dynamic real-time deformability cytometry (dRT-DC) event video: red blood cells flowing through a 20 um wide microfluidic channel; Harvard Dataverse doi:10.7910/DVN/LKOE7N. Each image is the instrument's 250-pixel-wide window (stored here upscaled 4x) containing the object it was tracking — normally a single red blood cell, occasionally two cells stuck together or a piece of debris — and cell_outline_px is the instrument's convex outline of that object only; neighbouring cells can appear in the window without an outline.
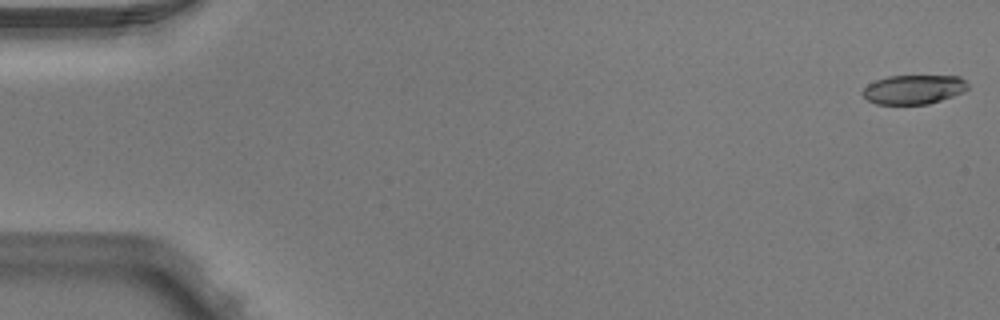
{"species": "Egyptian fruit bat (a non-hibernating species)", "species_latin": "Rousettus aegyptiacus", "temperature_condition": "warm", "stored_images_in_passage": 4, "camera_frame_rate_fps": 3000, "um_per_image_px": 0.085, "animal": {"sex": "male"}, "frame": {"image": 1, "passage_image": 1, "time_ms": 0.0, "image_size_px": [1000, 320], "cell_outline_px": [[968, 88], [964, 92], [928, 104], [876, 104], [868, 100], [864, 96], [864, 88], [868, 84], [876, 80], [888, 76], [960, 76], [968, 84]], "centroid_in_image_um": [77.68, 7.6], "position_along_channel_um": 7.3, "area_um2": 17.74}}
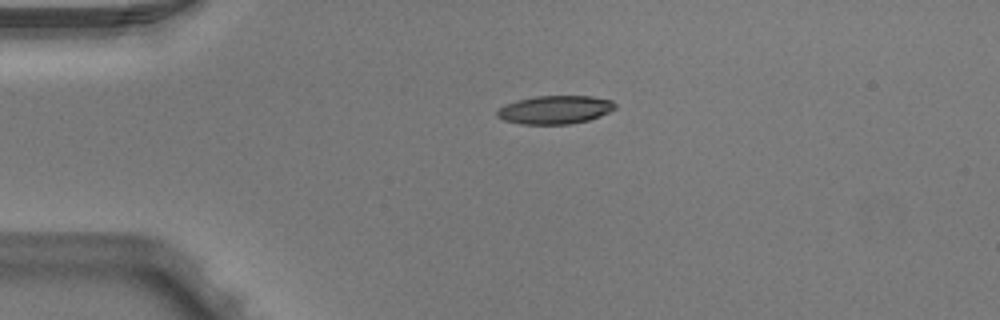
{"frame": {"image": 2, "passage_image": 4, "time_ms": 1.0, "image_size_px": [1000, 320], "cell_outline_px": [[616, 108], [600, 116], [588, 120], [568, 124], [520, 124], [504, 120], [496, 116], [496, 112], [504, 104], [516, 100], [536, 96], [592, 96], [612, 100], [616, 104]], "centroid_in_image_um": [47.17, 9.32], "position_along_channel_um": 37.8, "area_um2": 19.54}}